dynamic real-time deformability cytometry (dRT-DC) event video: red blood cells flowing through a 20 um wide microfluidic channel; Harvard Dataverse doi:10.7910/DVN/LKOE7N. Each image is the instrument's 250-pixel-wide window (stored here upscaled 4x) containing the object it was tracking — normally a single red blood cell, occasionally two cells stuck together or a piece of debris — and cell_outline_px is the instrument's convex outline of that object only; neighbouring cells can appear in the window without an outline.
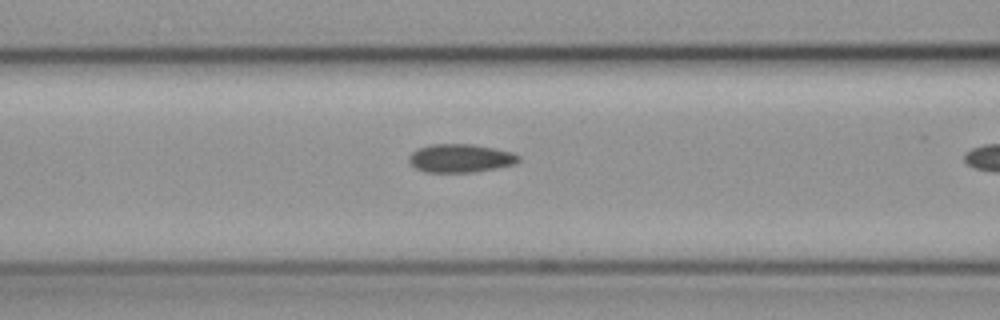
{"species": "common noctule bat (a hibernating species)", "species_latin": "Nyctalus noctula", "temperature_condition": "cold", "stored_images_in_passage": 9, "camera_frame_rate_fps": 3000, "um_per_image_px": 0.085, "animal": {"sex": "female", "body_mass_g": 19.3, "forearm_length_mm": 54.1}, "frame": {"image": 1, "passage_image": 8, "time_ms": 2.333, "image_size_px": [1000, 320], "cell_outline_px": [[520, 160], [516, 164], [496, 168], [472, 172], [424, 172], [416, 168], [408, 160], [408, 156], [416, 148], [428, 144], [472, 144], [512, 152], [520, 156]], "centroid_in_image_um": [39.11, 13.44], "position_along_channel_um": 127.5, "area_um2": 18.21}}